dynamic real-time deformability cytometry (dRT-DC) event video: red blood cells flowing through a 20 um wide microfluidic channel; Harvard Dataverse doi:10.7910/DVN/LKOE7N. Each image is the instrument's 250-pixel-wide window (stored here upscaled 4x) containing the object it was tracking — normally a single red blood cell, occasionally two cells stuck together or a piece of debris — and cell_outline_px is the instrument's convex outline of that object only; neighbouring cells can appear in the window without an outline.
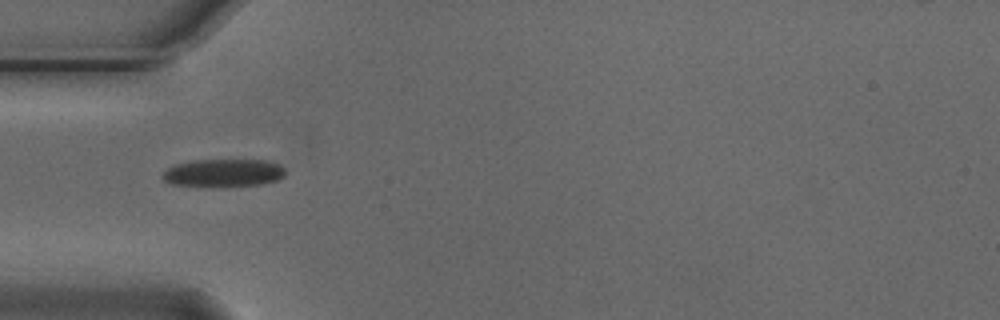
{"species": "Egyptian fruit bat (a non-hibernating species)", "species_latin": "Rousettus aegyptiacus", "temperature_condition": "cold", "stored_images_in_passage": 3, "camera_frame_rate_fps": 3000, "um_per_image_px": 0.085, "animal": {"sex": "male"}, "frame": {"image": 1, "passage_image": 1, "time_ms": 0.0, "image_size_px": [1000, 320], "cell_outline_px": [[284, 176], [276, 180], [260, 184], [220, 188], [216, 188], [172, 184], [164, 180], [160, 176], [172, 164], [192, 160], [268, 160], [280, 164], [284, 168]], "centroid_in_image_um": [18.96, 14.71], "position_along_channel_um": 66.0, "area_um2": 20.46}}
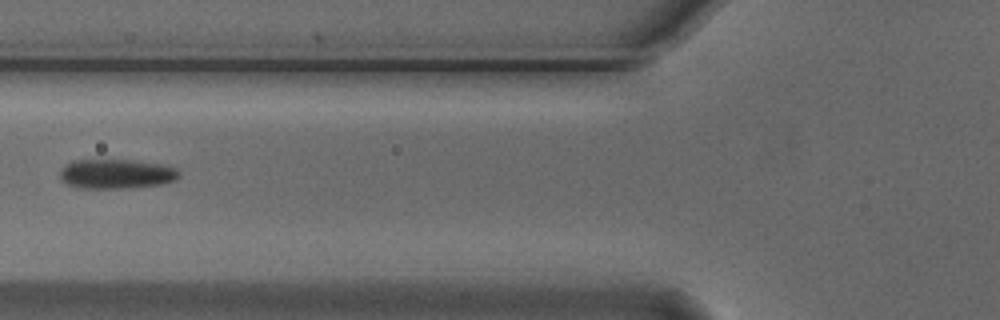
{"frame": {"image": 2, "passage_image": 2, "time_ms": 0.333, "image_size_px": [1000, 320], "cell_outline_px": [[180, 176], [176, 180], [160, 184], [128, 188], [80, 188], [68, 184], [60, 180], [60, 168], [64, 164], [72, 160], [128, 160], [160, 164], [176, 168], [180, 172]], "centroid_in_image_um": [9.85, 14.78], "position_along_channel_um": 115.9, "area_um2": 20.58}}
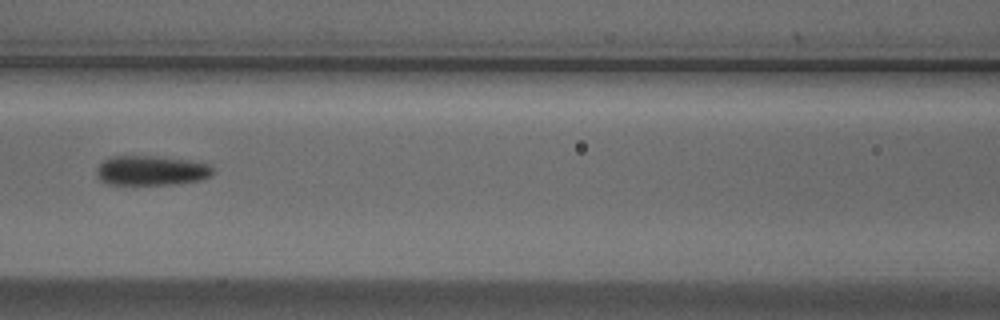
{"frame": {"image": 3, "passage_image": 3, "time_ms": 0.667, "image_size_px": [1000, 320], "cell_outline_px": [[212, 176], [200, 180], [180, 184], [108, 184], [100, 180], [96, 172], [96, 168], [104, 160], [112, 156], [152, 156], [192, 160], [212, 164]], "centroid_in_image_um": [12.9, 14.49], "position_along_channel_um": 153.7, "area_um2": 20.29}}